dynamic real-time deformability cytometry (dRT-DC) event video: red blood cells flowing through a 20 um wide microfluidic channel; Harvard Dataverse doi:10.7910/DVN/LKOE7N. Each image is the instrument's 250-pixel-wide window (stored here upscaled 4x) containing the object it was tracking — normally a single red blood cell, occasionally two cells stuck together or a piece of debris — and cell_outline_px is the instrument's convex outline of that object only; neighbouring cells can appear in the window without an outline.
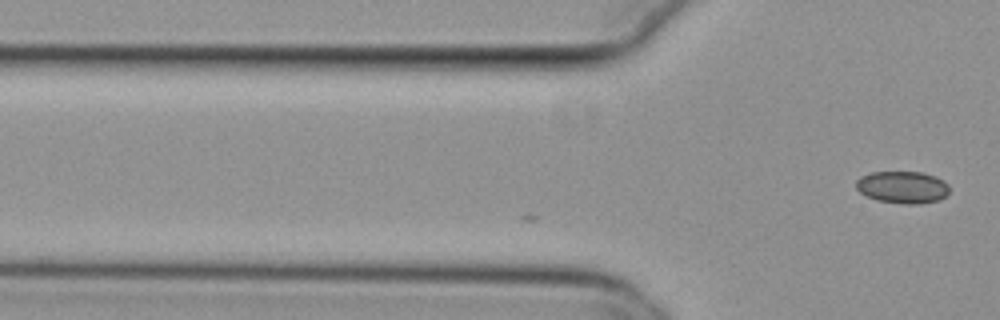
{"species": "common noctule bat (a hibernating species)", "species_latin": "Nyctalus noctula", "temperature_condition": "cold", "stored_images_in_passage": 2, "camera_frame_rate_fps": 3000, "um_per_image_px": 0.085, "animal": {"sex": "female", "body_mass_g": 29.2, "forearm_length_mm": 56.3}, "frame": {"image": 1, "passage_image": 2, "time_ms": 0.333, "image_size_px": [1000, 320], "cell_outline_px": [[948, 192], [940, 200], [920, 204], [904, 204], [876, 200], [860, 192], [856, 188], [856, 180], [860, 176], [872, 172], [924, 172], [936, 176], [944, 180], [948, 184]], "centroid_in_image_um": [76.73, 15.91], "position_along_channel_um": 49.1, "area_um2": 17.63}}